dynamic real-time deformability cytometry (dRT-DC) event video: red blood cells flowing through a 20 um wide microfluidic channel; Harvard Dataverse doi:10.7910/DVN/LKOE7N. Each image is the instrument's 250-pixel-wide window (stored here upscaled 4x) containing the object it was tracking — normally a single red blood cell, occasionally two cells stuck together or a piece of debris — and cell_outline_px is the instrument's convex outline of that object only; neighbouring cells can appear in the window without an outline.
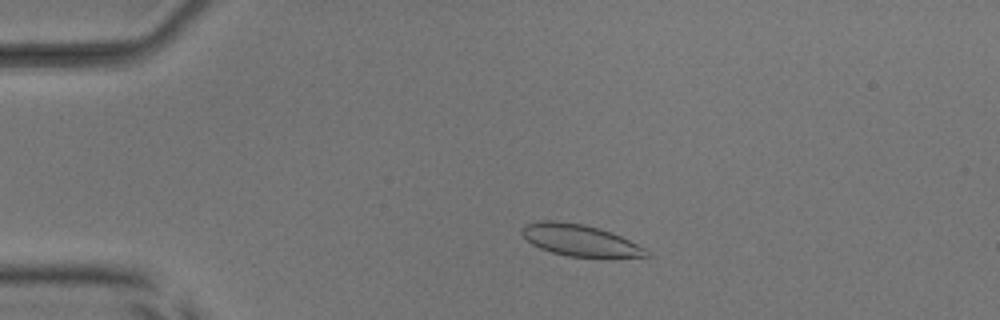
{"species": "common noctule bat (a hibernating species)", "species_latin": "Nyctalus noctula", "temperature_condition": "room temperature", "stored_images_in_passage": 52, "camera_frame_rate_fps": 3000, "um_per_image_px": 0.085, "animal": {"sex": "male", "body_mass_g": 17.9, "forearm_length_mm": 54.2}, "frame": {"image": 1, "passage_image": 10, "time_ms": 3.0, "image_size_px": [1000, 320], "cell_outline_px": [[652, 256], [604, 260], [568, 256], [552, 252], [540, 248], [532, 244], [520, 232], [520, 228], [524, 224], [540, 220], [552, 220], [584, 224], [600, 228], [612, 232], [644, 248]], "centroid_in_image_um": [49.33, 20.46], "position_along_channel_um": 35.7, "area_um2": 23.76}}
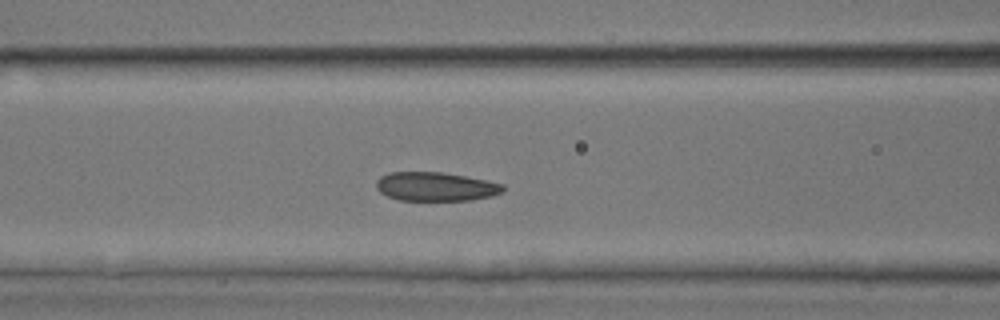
{"frame": {"image": 2, "passage_image": 21, "time_ms": 6.667, "image_size_px": [1000, 320], "cell_outline_px": [[504, 192], [492, 196], [468, 200], [400, 200], [388, 196], [380, 192], [376, 188], [376, 180], [380, 176], [388, 172], [440, 172], [464, 176], [504, 184]], "centroid_in_image_um": [37.01, 15.86], "position_along_channel_um": 129.6, "area_um2": 21.27}}
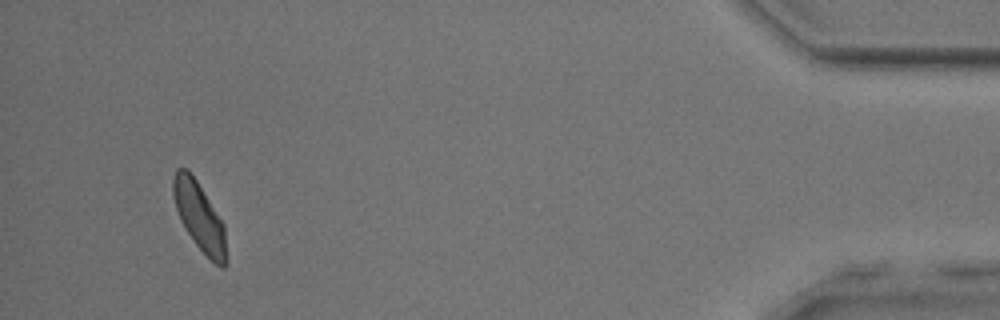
{"frame": {"image": 3, "passage_image": 49, "time_ms": 16.0, "image_size_px": [1000, 320], "cell_outline_px": [[228, 264], [224, 268], [220, 268], [196, 244], [180, 220], [172, 196], [172, 180], [176, 168], [188, 168], [196, 180], [224, 224]], "centroid_in_image_um": [16.95, 18.41], "position_along_channel_um": 418.2, "area_um2": 21.1}, "authors_computed_cell_mechanics": {"area_um2": 21.8484, "velocity_mm_per_s": 3.8518, "shape_relaxation_time_tau1_ms": 4.495, "shape_relaxation_time_tau2_ms": 1.9612, "deformation_change_tau1": 0.1153, "deformation_change_tau2": 0.0723}}